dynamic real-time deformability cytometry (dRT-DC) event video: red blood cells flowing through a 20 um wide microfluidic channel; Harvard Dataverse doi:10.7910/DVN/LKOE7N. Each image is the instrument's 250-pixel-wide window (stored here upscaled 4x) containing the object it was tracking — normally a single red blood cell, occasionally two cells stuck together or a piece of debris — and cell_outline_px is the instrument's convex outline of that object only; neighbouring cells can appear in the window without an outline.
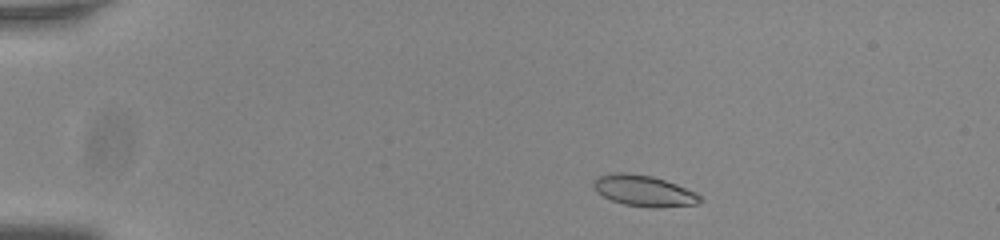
{"species": "common noctule bat (a hibernating species)", "species_latin": "Nyctalus noctula", "temperature_condition": "room temperature", "stored_images_in_passage": 47, "camera_frame_rate_fps": 3000, "um_per_image_px": 0.085, "animal": {"sex": "male", "body_mass_g": 20.0, "forearm_length_mm": 53.3}, "frame": {"image": 1, "passage_image": 2, "time_ms": 0.333, "image_size_px": [1000, 240], "cell_outline_px": [[704, 200], [700, 204], [660, 208], [652, 208], [624, 204], [612, 200], [596, 192], [592, 184], [592, 180], [600, 176], [616, 172], [624, 172], [652, 176], [676, 184], [696, 192]], "centroid_in_image_um": [54.76, 16.23], "position_along_channel_um": 30.2, "area_um2": 19.42}}
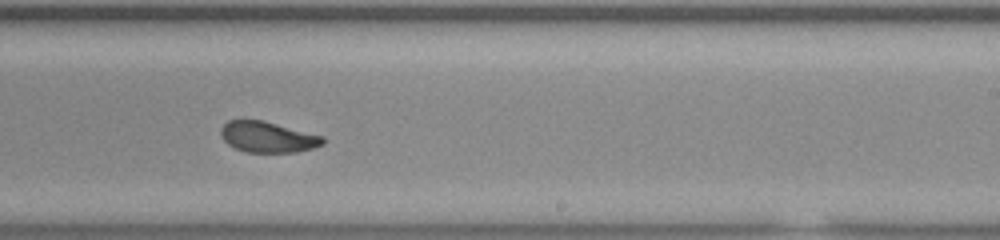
{"frame": {"image": 2, "passage_image": 27, "time_ms": 8.667, "image_size_px": [1000, 240], "cell_outline_px": [[324, 144], [312, 148], [296, 152], [244, 152], [228, 144], [224, 140], [220, 132], [220, 128], [228, 120], [240, 116], [244, 116], [264, 120], [324, 136]], "centroid_in_image_um": [22.7, 11.59], "position_along_channel_um": 266.3, "area_um2": 18.96}}
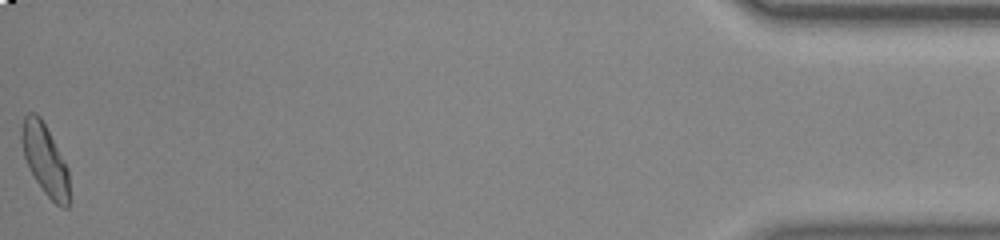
{"frame": {"image": 3, "passage_image": 47, "time_ms": 15.333, "image_size_px": [1000, 240], "cell_outline_px": [[68, 208], [60, 208], [44, 192], [36, 180], [24, 156], [20, 140], [20, 136], [24, 116], [28, 112], [36, 112], [40, 116], [68, 168]], "centroid_in_image_um": [3.81, 13.54], "position_along_channel_um": 431.4, "area_um2": 19.31}, "authors_computed_cell_mechanics": {"area_um2": 19.0162, "velocity_mm_per_s": 3.774, "shape_relaxation_time_tau1_ms": 4.4649, "shape_relaxation_time_tau2_ms": 1.5037, "deformation_change_tau1": 0.134, "deformation_change_tau2": 0.0713}}